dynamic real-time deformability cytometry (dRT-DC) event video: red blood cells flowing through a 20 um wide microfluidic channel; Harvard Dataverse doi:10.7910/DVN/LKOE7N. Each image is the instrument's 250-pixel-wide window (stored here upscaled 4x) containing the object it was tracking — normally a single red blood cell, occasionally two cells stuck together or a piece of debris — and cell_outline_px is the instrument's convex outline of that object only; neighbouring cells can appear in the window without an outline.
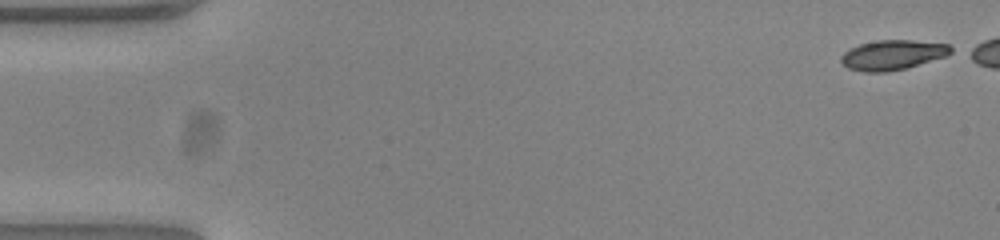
{"species": "common noctule bat (a hibernating species)", "species_latin": "Nyctalus noctula", "temperature_condition": "warm", "stored_images_in_passage": 43, "camera_frame_rate_fps": 3000, "um_per_image_px": 0.085, "animal": {"sex": "female", "body_mass_g": 23.0, "forearm_length_mm": 53.4}, "frame": {"image": 1, "passage_image": 1, "time_ms": 0.0, "image_size_px": [1000, 240], "cell_outline_px": [[956, 52], [948, 56], [908, 68], [884, 72], [864, 72], [848, 68], [840, 60], [840, 56], [844, 52], [860, 44], [880, 40], [912, 40], [948, 44], [956, 48]], "centroid_in_image_um": [75.97, 4.67], "position_along_channel_um": 9.0, "area_um2": 19.36}}
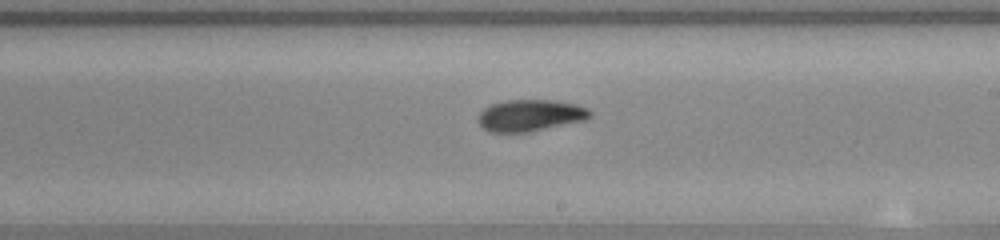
{"frame": {"image": 2, "passage_image": 30, "time_ms": 9.667, "image_size_px": [1000, 240], "cell_outline_px": [[592, 116], [584, 120], [528, 132], [492, 132], [484, 128], [476, 120], [480, 112], [484, 108], [492, 104], [508, 100], [552, 100], [576, 104], [588, 108], [592, 112]], "centroid_in_image_um": [45.07, 9.8], "position_along_channel_um": 243.9, "area_um2": 20.52}}
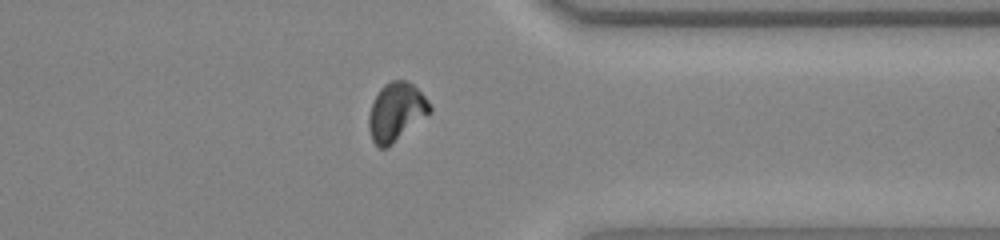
{"frame": {"image": 3, "passage_image": 41, "time_ms": 13.333, "image_size_px": [1000, 240], "cell_outline_px": [[432, 112], [388, 148], [380, 148], [372, 140], [368, 128], [368, 116], [372, 104], [380, 88], [384, 84], [392, 80], [408, 80], [428, 100], [432, 108]], "centroid_in_image_um": [33.68, 9.53], "position_along_channel_um": 377.7, "area_um2": 20.87}}